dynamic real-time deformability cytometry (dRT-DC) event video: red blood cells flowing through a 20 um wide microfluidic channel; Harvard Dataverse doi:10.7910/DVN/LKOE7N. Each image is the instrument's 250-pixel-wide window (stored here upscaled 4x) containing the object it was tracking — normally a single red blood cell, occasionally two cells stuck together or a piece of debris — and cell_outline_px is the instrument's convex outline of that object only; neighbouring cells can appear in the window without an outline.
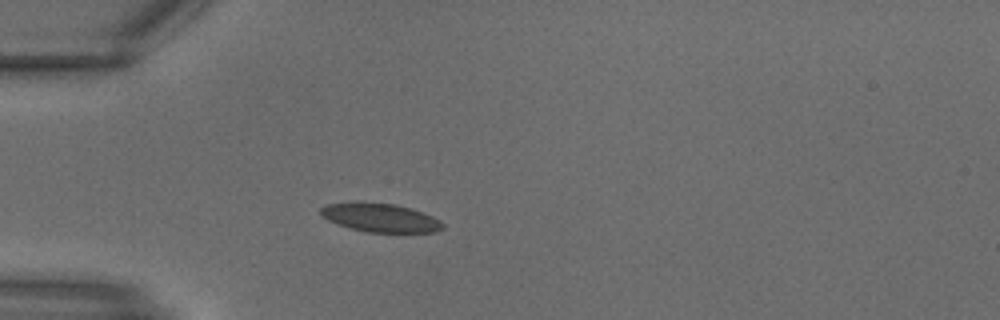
{"species": "common noctule bat (a hibernating species)", "species_latin": "Nyctalus noctula", "temperature_condition": "warm", "stored_images_in_passage": 26, "camera_frame_rate_fps": 3000, "um_per_image_px": 0.085, "animal": {"sex": "male", "body_mass_g": 18.8}, "frame": {"image": 1, "passage_image": 5, "time_ms": 1.333, "image_size_px": [1000, 320], "cell_outline_px": [[444, 228], [436, 232], [368, 232], [352, 228], [328, 220], [320, 216], [320, 208], [324, 204], [356, 200], [360, 200], [396, 204], [412, 208], [424, 212], [440, 220], [444, 224]], "centroid_in_image_um": [32.3, 18.46], "position_along_channel_um": 52.7, "area_um2": 20.92}}
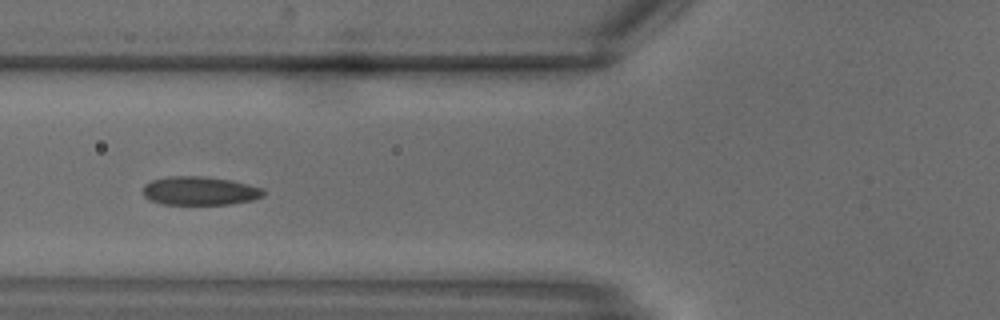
{"frame": {"image": 2, "passage_image": 8, "time_ms": 2.333, "image_size_px": [1000, 320], "cell_outline_px": [[264, 196], [252, 200], [228, 204], [164, 204], [148, 200], [144, 196], [144, 184], [152, 180], [168, 176], [204, 176], [232, 180], [264, 188]], "centroid_in_image_um": [16.99, 16.21], "position_along_channel_um": 108.8, "area_um2": 20.17}}
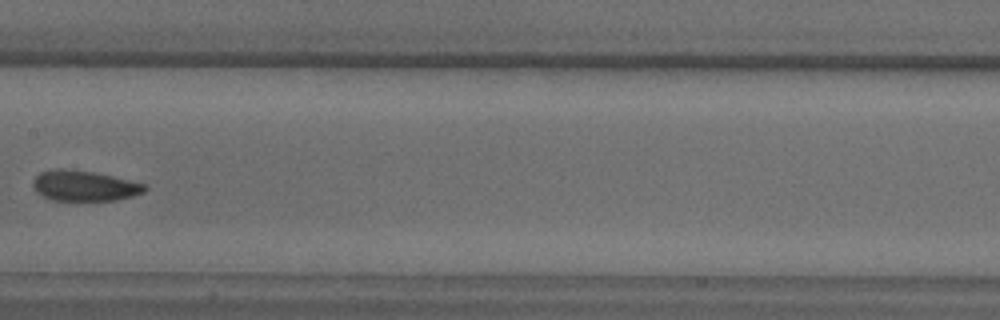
{"frame": {"image": 3, "passage_image": 12, "time_ms": 3.667, "image_size_px": [1000, 320], "cell_outline_px": [[148, 188], [144, 192], [132, 196], [116, 200], [52, 200], [36, 192], [32, 184], [32, 180], [40, 172], [56, 168], [64, 168], [92, 172], [112, 176], [148, 184]], "centroid_in_image_um": [7.17, 15.78], "position_along_channel_um": 200.2, "area_um2": 19.88}}